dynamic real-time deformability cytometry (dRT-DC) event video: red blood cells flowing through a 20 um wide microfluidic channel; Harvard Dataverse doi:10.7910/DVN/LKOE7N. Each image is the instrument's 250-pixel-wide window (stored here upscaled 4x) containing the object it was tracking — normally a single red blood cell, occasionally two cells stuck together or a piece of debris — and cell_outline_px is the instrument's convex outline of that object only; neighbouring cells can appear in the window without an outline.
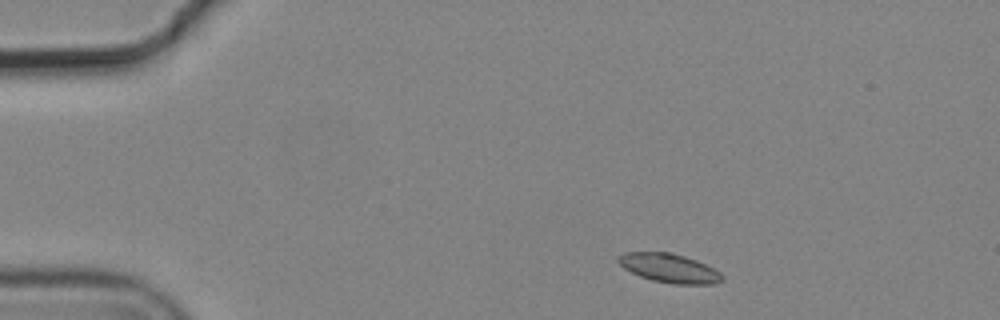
{"species": "common noctule bat (a hibernating species)", "species_latin": "Nyctalus noctula", "temperature_condition": "cold", "stored_images_in_passage": 2, "camera_frame_rate_fps": 3000, "um_per_image_px": 0.085, "animal": {"sex": "male", "body_mass_g": 19.2, "forearm_length_mm": 51.8}, "frame": {"image": 1, "passage_image": 1, "time_ms": 0.0, "image_size_px": [1000, 320], "cell_outline_px": [[724, 276], [720, 280], [712, 284], [672, 284], [652, 280], [640, 276], [624, 268], [616, 260], [616, 256], [624, 252], [668, 252], [684, 256], [696, 260], [720, 272]], "centroid_in_image_um": [56.84, 22.78], "position_along_channel_um": 28.2, "area_um2": 17.4}}